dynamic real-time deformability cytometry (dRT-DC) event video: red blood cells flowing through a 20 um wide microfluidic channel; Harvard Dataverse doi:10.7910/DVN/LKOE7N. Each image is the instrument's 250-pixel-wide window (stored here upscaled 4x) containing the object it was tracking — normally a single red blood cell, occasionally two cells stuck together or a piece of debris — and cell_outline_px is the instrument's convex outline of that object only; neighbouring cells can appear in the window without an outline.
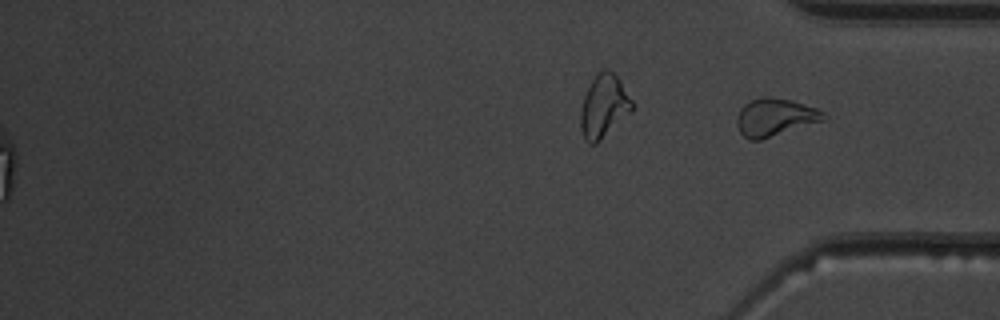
{"species": "common noctule bat (a hibernating species)", "species_latin": "Nyctalus noctula", "temperature_condition": "warm", "stored_images_in_passage": 50, "segment_of_instrument_passage": [2, 2], "camera_frame_rate_fps": 3000, "um_per_image_px": 0.085, "animal": {"sex": "male", "body_mass_g": 19.5, "forearm_length_mm": 54.6}, "frame": {"image": 1, "passage_image": 50, "time_ms": 16.333, "image_size_px": [1000, 320], "cell_outline_px": [[828, 120], [760, 140], [748, 140], [740, 132], [736, 124], [736, 120], [740, 108], [744, 104], [752, 100], [764, 96], [768, 96], [792, 100], [816, 108], [824, 112], [828, 116]], "centroid_in_image_um": [65.91, 9.97], "position_along_channel_um": 369.3, "area_um2": 19.36}}